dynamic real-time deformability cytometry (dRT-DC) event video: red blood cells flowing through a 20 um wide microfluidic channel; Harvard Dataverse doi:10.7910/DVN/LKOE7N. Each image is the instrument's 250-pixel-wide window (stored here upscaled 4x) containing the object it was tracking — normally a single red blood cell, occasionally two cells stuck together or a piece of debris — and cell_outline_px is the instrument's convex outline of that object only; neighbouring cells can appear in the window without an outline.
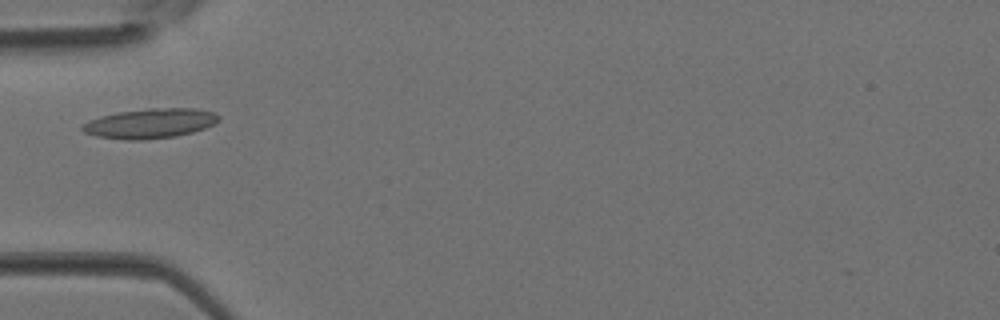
{"species": "Egyptian fruit bat (a non-hibernating species)", "species_latin": "Rousettus aegyptiacus", "temperature_condition": "room temperature", "stored_images_in_passage": 2, "camera_frame_rate_fps": 3000, "um_per_image_px": 0.085, "animal": {"sex": "female"}, "frame": {"image": 1, "passage_image": 2, "time_ms": 0.333, "image_size_px": [1000, 320], "cell_outline_px": [[220, 120], [204, 128], [192, 132], [176, 136], [144, 140], [128, 140], [100, 136], [84, 132], [80, 128], [88, 120], [100, 116], [120, 112], [148, 108], [196, 108], [216, 112], [220, 116]], "centroid_in_image_um": [12.8, 10.48], "position_along_channel_um": 72.2, "area_um2": 23.58}}